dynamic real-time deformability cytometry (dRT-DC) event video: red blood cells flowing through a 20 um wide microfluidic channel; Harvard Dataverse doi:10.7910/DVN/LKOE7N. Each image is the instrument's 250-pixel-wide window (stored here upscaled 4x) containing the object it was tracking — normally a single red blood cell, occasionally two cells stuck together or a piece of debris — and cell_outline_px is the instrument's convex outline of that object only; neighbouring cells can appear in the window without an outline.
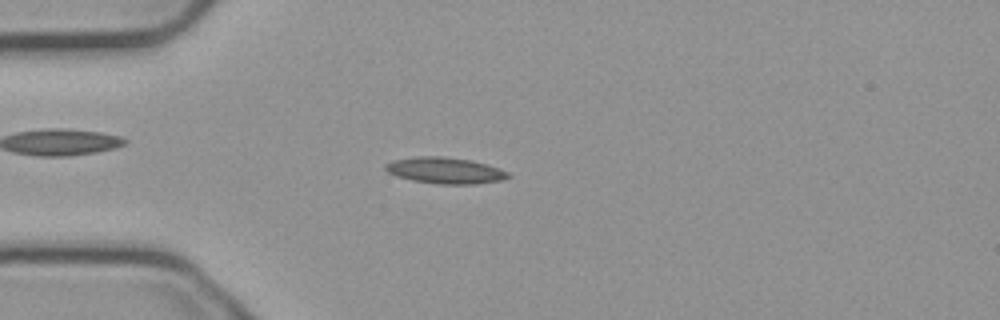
{"species": "common noctule bat (a hibernating species)", "species_latin": "Nyctalus noctula", "temperature_condition": "cold", "stored_images_in_passage": 54, "camera_frame_rate_fps": 3000, "um_per_image_px": 0.085, "animal": {"sex": "male", "body_mass_g": 23.1, "forearm_length_mm": 52.7}, "frame": {"image": 1, "passage_image": 14, "time_ms": 4.333, "image_size_px": [1000, 320], "cell_outline_px": [[512, 176], [500, 180], [476, 184], [436, 184], [412, 180], [396, 176], [388, 172], [384, 168], [384, 164], [392, 160], [416, 156], [444, 156], [468, 160], [500, 168], [508, 172]], "centroid_in_image_um": [37.79, 14.49], "position_along_channel_um": 47.2, "area_um2": 18.79}}
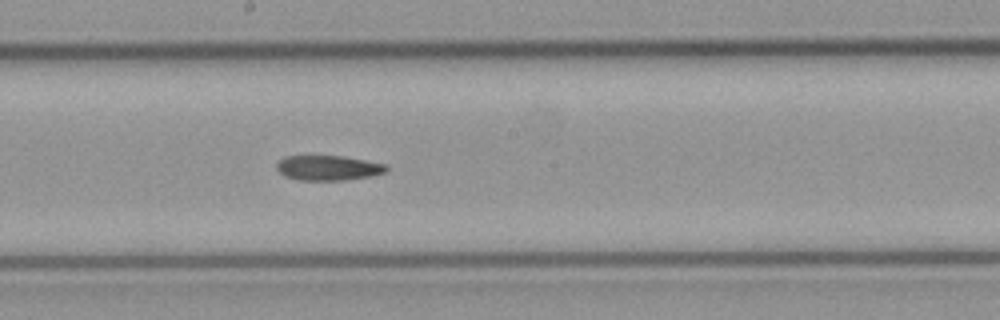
{"frame": {"image": 2, "passage_image": 29, "time_ms": 9.333, "image_size_px": [1000, 320], "cell_outline_px": [[388, 172], [372, 176], [348, 180], [300, 180], [284, 176], [276, 168], [276, 164], [284, 156], [344, 156], [388, 164]], "centroid_in_image_um": [27.95, 14.27], "position_along_channel_um": 220.2, "area_um2": 16.18}}
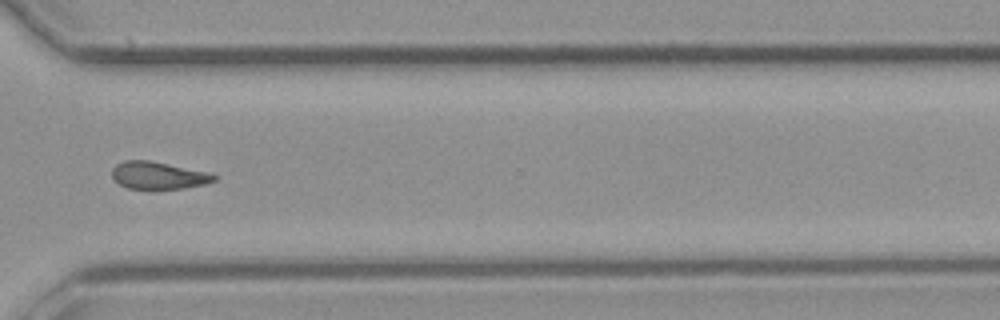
{"frame": {"image": 3, "passage_image": 40, "time_ms": 13.0, "image_size_px": [1000, 320], "cell_outline_px": [[216, 180], [208, 184], [184, 188], [128, 188], [120, 184], [112, 176], [112, 168], [116, 164], [124, 160], [148, 160], [208, 172], [216, 176]], "centroid_in_image_um": [13.47, 14.9], "position_along_channel_um": 357.1, "area_um2": 16.07}}